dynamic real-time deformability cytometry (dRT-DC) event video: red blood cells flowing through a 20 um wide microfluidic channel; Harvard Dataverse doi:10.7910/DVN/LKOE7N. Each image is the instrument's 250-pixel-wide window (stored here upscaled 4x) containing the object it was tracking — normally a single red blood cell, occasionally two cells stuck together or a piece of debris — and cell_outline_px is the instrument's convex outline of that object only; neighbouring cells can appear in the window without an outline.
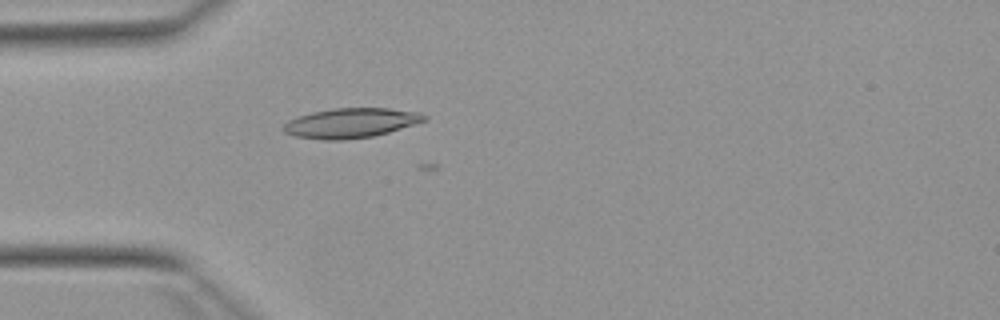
{"species": "Egyptian fruit bat (a non-hibernating species)", "species_latin": "Rousettus aegyptiacus", "temperature_condition": "warm", "stored_images_in_passage": 4, "camera_frame_rate_fps": 3000, "um_per_image_px": 0.085, "animal": {"sex": "female"}, "frame": {"image": 1, "passage_image": 1, "time_ms": 0.0, "image_size_px": [1000, 320], "cell_outline_px": [[428, 120], [388, 132], [372, 136], [344, 140], [324, 140], [292, 136], [284, 132], [280, 128], [288, 120], [312, 112], [332, 108], [388, 108], [420, 112], [428, 116]], "centroid_in_image_um": [29.81, 10.45], "position_along_channel_um": 55.2, "area_um2": 24.57}}